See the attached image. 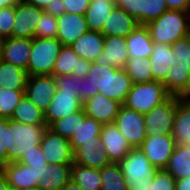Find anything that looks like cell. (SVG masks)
I'll return each instance as SVG.
<instances>
[{
	"mask_svg": "<svg viewBox=\"0 0 190 190\" xmlns=\"http://www.w3.org/2000/svg\"><path fill=\"white\" fill-rule=\"evenodd\" d=\"M55 80L57 91L44 112L47 127L83 108V101L79 98V84L83 77L64 75L55 77Z\"/></svg>",
	"mask_w": 190,
	"mask_h": 190,
	"instance_id": "6da1fadb",
	"label": "cell"
},
{
	"mask_svg": "<svg viewBox=\"0 0 190 190\" xmlns=\"http://www.w3.org/2000/svg\"><path fill=\"white\" fill-rule=\"evenodd\" d=\"M47 128L46 124H24L8 118V163L18 162L24 154L40 146Z\"/></svg>",
	"mask_w": 190,
	"mask_h": 190,
	"instance_id": "7a4b0ae2",
	"label": "cell"
},
{
	"mask_svg": "<svg viewBox=\"0 0 190 190\" xmlns=\"http://www.w3.org/2000/svg\"><path fill=\"white\" fill-rule=\"evenodd\" d=\"M146 26L153 43L171 45L190 34V12L168 9Z\"/></svg>",
	"mask_w": 190,
	"mask_h": 190,
	"instance_id": "3957f363",
	"label": "cell"
},
{
	"mask_svg": "<svg viewBox=\"0 0 190 190\" xmlns=\"http://www.w3.org/2000/svg\"><path fill=\"white\" fill-rule=\"evenodd\" d=\"M62 46L57 38L34 37L26 70L28 76L52 75L55 61Z\"/></svg>",
	"mask_w": 190,
	"mask_h": 190,
	"instance_id": "277c9868",
	"label": "cell"
},
{
	"mask_svg": "<svg viewBox=\"0 0 190 190\" xmlns=\"http://www.w3.org/2000/svg\"><path fill=\"white\" fill-rule=\"evenodd\" d=\"M170 96L162 82L153 80L143 84H133L123 105L146 114Z\"/></svg>",
	"mask_w": 190,
	"mask_h": 190,
	"instance_id": "5b68a950",
	"label": "cell"
},
{
	"mask_svg": "<svg viewBox=\"0 0 190 190\" xmlns=\"http://www.w3.org/2000/svg\"><path fill=\"white\" fill-rule=\"evenodd\" d=\"M176 112V96H170L163 103L144 114L146 136L171 134Z\"/></svg>",
	"mask_w": 190,
	"mask_h": 190,
	"instance_id": "8992f818",
	"label": "cell"
},
{
	"mask_svg": "<svg viewBox=\"0 0 190 190\" xmlns=\"http://www.w3.org/2000/svg\"><path fill=\"white\" fill-rule=\"evenodd\" d=\"M176 143L171 134L146 136L139 147L157 169H165L174 152Z\"/></svg>",
	"mask_w": 190,
	"mask_h": 190,
	"instance_id": "52a82bcc",
	"label": "cell"
},
{
	"mask_svg": "<svg viewBox=\"0 0 190 190\" xmlns=\"http://www.w3.org/2000/svg\"><path fill=\"white\" fill-rule=\"evenodd\" d=\"M132 148H139L146 138L144 114L122 105L114 122Z\"/></svg>",
	"mask_w": 190,
	"mask_h": 190,
	"instance_id": "ba28073f",
	"label": "cell"
},
{
	"mask_svg": "<svg viewBox=\"0 0 190 190\" xmlns=\"http://www.w3.org/2000/svg\"><path fill=\"white\" fill-rule=\"evenodd\" d=\"M48 167H30L18 162L6 163L0 167L9 186L18 190L36 188Z\"/></svg>",
	"mask_w": 190,
	"mask_h": 190,
	"instance_id": "9c48e42d",
	"label": "cell"
},
{
	"mask_svg": "<svg viewBox=\"0 0 190 190\" xmlns=\"http://www.w3.org/2000/svg\"><path fill=\"white\" fill-rule=\"evenodd\" d=\"M40 147L50 165H72L74 162V152L69 139L54 133L49 128L43 135Z\"/></svg>",
	"mask_w": 190,
	"mask_h": 190,
	"instance_id": "30bf717a",
	"label": "cell"
},
{
	"mask_svg": "<svg viewBox=\"0 0 190 190\" xmlns=\"http://www.w3.org/2000/svg\"><path fill=\"white\" fill-rule=\"evenodd\" d=\"M115 5L134 17L139 25H147L168 10L166 0H113Z\"/></svg>",
	"mask_w": 190,
	"mask_h": 190,
	"instance_id": "8fae6325",
	"label": "cell"
},
{
	"mask_svg": "<svg viewBox=\"0 0 190 190\" xmlns=\"http://www.w3.org/2000/svg\"><path fill=\"white\" fill-rule=\"evenodd\" d=\"M118 165L126 183L132 180H148L149 177H154L157 171V168L150 163L140 148H132L129 153L118 162Z\"/></svg>",
	"mask_w": 190,
	"mask_h": 190,
	"instance_id": "7c38bea8",
	"label": "cell"
},
{
	"mask_svg": "<svg viewBox=\"0 0 190 190\" xmlns=\"http://www.w3.org/2000/svg\"><path fill=\"white\" fill-rule=\"evenodd\" d=\"M43 9L22 0L15 6V21L12 29L13 38L33 39Z\"/></svg>",
	"mask_w": 190,
	"mask_h": 190,
	"instance_id": "4fadbf2b",
	"label": "cell"
},
{
	"mask_svg": "<svg viewBox=\"0 0 190 190\" xmlns=\"http://www.w3.org/2000/svg\"><path fill=\"white\" fill-rule=\"evenodd\" d=\"M56 91L57 84L53 75L28 76L27 78L25 95L43 112Z\"/></svg>",
	"mask_w": 190,
	"mask_h": 190,
	"instance_id": "5bb4252c",
	"label": "cell"
},
{
	"mask_svg": "<svg viewBox=\"0 0 190 190\" xmlns=\"http://www.w3.org/2000/svg\"><path fill=\"white\" fill-rule=\"evenodd\" d=\"M100 141L110 163L120 162L132 149L114 122L102 125Z\"/></svg>",
	"mask_w": 190,
	"mask_h": 190,
	"instance_id": "9a60e30c",
	"label": "cell"
},
{
	"mask_svg": "<svg viewBox=\"0 0 190 190\" xmlns=\"http://www.w3.org/2000/svg\"><path fill=\"white\" fill-rule=\"evenodd\" d=\"M92 62L80 58L70 46H62L53 67L54 77L73 75L86 77Z\"/></svg>",
	"mask_w": 190,
	"mask_h": 190,
	"instance_id": "2e32d148",
	"label": "cell"
},
{
	"mask_svg": "<svg viewBox=\"0 0 190 190\" xmlns=\"http://www.w3.org/2000/svg\"><path fill=\"white\" fill-rule=\"evenodd\" d=\"M123 104L97 93L83 102V109L87 117L103 124L115 122L116 116Z\"/></svg>",
	"mask_w": 190,
	"mask_h": 190,
	"instance_id": "e0dca14e",
	"label": "cell"
},
{
	"mask_svg": "<svg viewBox=\"0 0 190 190\" xmlns=\"http://www.w3.org/2000/svg\"><path fill=\"white\" fill-rule=\"evenodd\" d=\"M128 59L126 37L107 36L104 39L103 52L100 53L95 62L103 66L125 69Z\"/></svg>",
	"mask_w": 190,
	"mask_h": 190,
	"instance_id": "ac0fdd59",
	"label": "cell"
},
{
	"mask_svg": "<svg viewBox=\"0 0 190 190\" xmlns=\"http://www.w3.org/2000/svg\"><path fill=\"white\" fill-rule=\"evenodd\" d=\"M57 40L63 46H71L84 33L88 32L85 15L64 13L57 17Z\"/></svg>",
	"mask_w": 190,
	"mask_h": 190,
	"instance_id": "d6986e66",
	"label": "cell"
},
{
	"mask_svg": "<svg viewBox=\"0 0 190 190\" xmlns=\"http://www.w3.org/2000/svg\"><path fill=\"white\" fill-rule=\"evenodd\" d=\"M32 48V39L5 38L3 40L0 60L19 66L25 71L28 69Z\"/></svg>",
	"mask_w": 190,
	"mask_h": 190,
	"instance_id": "ffe728a7",
	"label": "cell"
},
{
	"mask_svg": "<svg viewBox=\"0 0 190 190\" xmlns=\"http://www.w3.org/2000/svg\"><path fill=\"white\" fill-rule=\"evenodd\" d=\"M133 83L124 69H106L105 96L122 104L125 103Z\"/></svg>",
	"mask_w": 190,
	"mask_h": 190,
	"instance_id": "44dd1931",
	"label": "cell"
},
{
	"mask_svg": "<svg viewBox=\"0 0 190 190\" xmlns=\"http://www.w3.org/2000/svg\"><path fill=\"white\" fill-rule=\"evenodd\" d=\"M138 26L139 23L134 17L128 14L124 9L116 6L110 13L100 33L104 37H127Z\"/></svg>",
	"mask_w": 190,
	"mask_h": 190,
	"instance_id": "7402d4cb",
	"label": "cell"
},
{
	"mask_svg": "<svg viewBox=\"0 0 190 190\" xmlns=\"http://www.w3.org/2000/svg\"><path fill=\"white\" fill-rule=\"evenodd\" d=\"M171 135L177 145H190V99L176 96V112Z\"/></svg>",
	"mask_w": 190,
	"mask_h": 190,
	"instance_id": "603a6c76",
	"label": "cell"
},
{
	"mask_svg": "<svg viewBox=\"0 0 190 190\" xmlns=\"http://www.w3.org/2000/svg\"><path fill=\"white\" fill-rule=\"evenodd\" d=\"M176 54L172 51L171 45L154 43L153 52L150 55L153 80L163 82L168 75L171 66H175Z\"/></svg>",
	"mask_w": 190,
	"mask_h": 190,
	"instance_id": "cb8c5ba5",
	"label": "cell"
},
{
	"mask_svg": "<svg viewBox=\"0 0 190 190\" xmlns=\"http://www.w3.org/2000/svg\"><path fill=\"white\" fill-rule=\"evenodd\" d=\"M162 83L171 96L188 97L190 95V65L177 63L175 66H171Z\"/></svg>",
	"mask_w": 190,
	"mask_h": 190,
	"instance_id": "d4e9b609",
	"label": "cell"
},
{
	"mask_svg": "<svg viewBox=\"0 0 190 190\" xmlns=\"http://www.w3.org/2000/svg\"><path fill=\"white\" fill-rule=\"evenodd\" d=\"M129 58H150L154 43L146 25H139L126 37Z\"/></svg>",
	"mask_w": 190,
	"mask_h": 190,
	"instance_id": "484cf974",
	"label": "cell"
},
{
	"mask_svg": "<svg viewBox=\"0 0 190 190\" xmlns=\"http://www.w3.org/2000/svg\"><path fill=\"white\" fill-rule=\"evenodd\" d=\"M105 37L98 31H88L78 38L70 47L85 60L95 62L103 52Z\"/></svg>",
	"mask_w": 190,
	"mask_h": 190,
	"instance_id": "4316f807",
	"label": "cell"
},
{
	"mask_svg": "<svg viewBox=\"0 0 190 190\" xmlns=\"http://www.w3.org/2000/svg\"><path fill=\"white\" fill-rule=\"evenodd\" d=\"M74 163L90 168L101 169L110 164V161L101 143H96L81 145V147L74 152Z\"/></svg>",
	"mask_w": 190,
	"mask_h": 190,
	"instance_id": "83f0119b",
	"label": "cell"
},
{
	"mask_svg": "<svg viewBox=\"0 0 190 190\" xmlns=\"http://www.w3.org/2000/svg\"><path fill=\"white\" fill-rule=\"evenodd\" d=\"M116 7L113 0H91L85 19L89 31L101 32L110 13Z\"/></svg>",
	"mask_w": 190,
	"mask_h": 190,
	"instance_id": "f1b7e54d",
	"label": "cell"
},
{
	"mask_svg": "<svg viewBox=\"0 0 190 190\" xmlns=\"http://www.w3.org/2000/svg\"><path fill=\"white\" fill-rule=\"evenodd\" d=\"M44 171L42 180L36 186L38 190H60L71 181L72 165L51 164Z\"/></svg>",
	"mask_w": 190,
	"mask_h": 190,
	"instance_id": "f546056e",
	"label": "cell"
},
{
	"mask_svg": "<svg viewBox=\"0 0 190 190\" xmlns=\"http://www.w3.org/2000/svg\"><path fill=\"white\" fill-rule=\"evenodd\" d=\"M101 128L102 124L100 122L93 118L86 117L82 125H80L75 134L69 139L73 152L83 144L101 143Z\"/></svg>",
	"mask_w": 190,
	"mask_h": 190,
	"instance_id": "4dcf8cb0",
	"label": "cell"
},
{
	"mask_svg": "<svg viewBox=\"0 0 190 190\" xmlns=\"http://www.w3.org/2000/svg\"><path fill=\"white\" fill-rule=\"evenodd\" d=\"M28 74L19 66L0 60V87L25 90Z\"/></svg>",
	"mask_w": 190,
	"mask_h": 190,
	"instance_id": "1f68e13d",
	"label": "cell"
},
{
	"mask_svg": "<svg viewBox=\"0 0 190 190\" xmlns=\"http://www.w3.org/2000/svg\"><path fill=\"white\" fill-rule=\"evenodd\" d=\"M175 180L190 176V145H177L165 168Z\"/></svg>",
	"mask_w": 190,
	"mask_h": 190,
	"instance_id": "d6a6232c",
	"label": "cell"
},
{
	"mask_svg": "<svg viewBox=\"0 0 190 190\" xmlns=\"http://www.w3.org/2000/svg\"><path fill=\"white\" fill-rule=\"evenodd\" d=\"M11 119L24 124H46L44 112L30 101L26 95L16 106Z\"/></svg>",
	"mask_w": 190,
	"mask_h": 190,
	"instance_id": "836d02e7",
	"label": "cell"
},
{
	"mask_svg": "<svg viewBox=\"0 0 190 190\" xmlns=\"http://www.w3.org/2000/svg\"><path fill=\"white\" fill-rule=\"evenodd\" d=\"M71 180L84 190H101L100 169L72 164Z\"/></svg>",
	"mask_w": 190,
	"mask_h": 190,
	"instance_id": "e575fe53",
	"label": "cell"
},
{
	"mask_svg": "<svg viewBox=\"0 0 190 190\" xmlns=\"http://www.w3.org/2000/svg\"><path fill=\"white\" fill-rule=\"evenodd\" d=\"M150 58H129L125 71L133 84H143L153 81Z\"/></svg>",
	"mask_w": 190,
	"mask_h": 190,
	"instance_id": "d590c367",
	"label": "cell"
},
{
	"mask_svg": "<svg viewBox=\"0 0 190 190\" xmlns=\"http://www.w3.org/2000/svg\"><path fill=\"white\" fill-rule=\"evenodd\" d=\"M87 117L84 109H80L78 112L65 116L55 122H53L48 128L54 133L70 139L72 135L78 130L80 125L84 122Z\"/></svg>",
	"mask_w": 190,
	"mask_h": 190,
	"instance_id": "8d00e7d4",
	"label": "cell"
},
{
	"mask_svg": "<svg viewBox=\"0 0 190 190\" xmlns=\"http://www.w3.org/2000/svg\"><path fill=\"white\" fill-rule=\"evenodd\" d=\"M101 190H127L118 163H110L100 169Z\"/></svg>",
	"mask_w": 190,
	"mask_h": 190,
	"instance_id": "74e56055",
	"label": "cell"
},
{
	"mask_svg": "<svg viewBox=\"0 0 190 190\" xmlns=\"http://www.w3.org/2000/svg\"><path fill=\"white\" fill-rule=\"evenodd\" d=\"M24 95L25 90H8L0 87V117L11 118Z\"/></svg>",
	"mask_w": 190,
	"mask_h": 190,
	"instance_id": "f35d334b",
	"label": "cell"
},
{
	"mask_svg": "<svg viewBox=\"0 0 190 190\" xmlns=\"http://www.w3.org/2000/svg\"><path fill=\"white\" fill-rule=\"evenodd\" d=\"M106 69H108V66L92 62L86 75L91 86L90 98L97 93L105 96Z\"/></svg>",
	"mask_w": 190,
	"mask_h": 190,
	"instance_id": "ab89813d",
	"label": "cell"
},
{
	"mask_svg": "<svg viewBox=\"0 0 190 190\" xmlns=\"http://www.w3.org/2000/svg\"><path fill=\"white\" fill-rule=\"evenodd\" d=\"M58 32L57 17L42 13L40 21L35 30V37L38 38H56Z\"/></svg>",
	"mask_w": 190,
	"mask_h": 190,
	"instance_id": "60d3db41",
	"label": "cell"
},
{
	"mask_svg": "<svg viewBox=\"0 0 190 190\" xmlns=\"http://www.w3.org/2000/svg\"><path fill=\"white\" fill-rule=\"evenodd\" d=\"M148 182V190H175V179L166 169H157Z\"/></svg>",
	"mask_w": 190,
	"mask_h": 190,
	"instance_id": "b9f144b4",
	"label": "cell"
},
{
	"mask_svg": "<svg viewBox=\"0 0 190 190\" xmlns=\"http://www.w3.org/2000/svg\"><path fill=\"white\" fill-rule=\"evenodd\" d=\"M14 21L15 6L0 9V37L3 39L12 37Z\"/></svg>",
	"mask_w": 190,
	"mask_h": 190,
	"instance_id": "7bdbcfd3",
	"label": "cell"
},
{
	"mask_svg": "<svg viewBox=\"0 0 190 190\" xmlns=\"http://www.w3.org/2000/svg\"><path fill=\"white\" fill-rule=\"evenodd\" d=\"M171 48L176 54V63L190 65V34L171 44Z\"/></svg>",
	"mask_w": 190,
	"mask_h": 190,
	"instance_id": "ee69618b",
	"label": "cell"
},
{
	"mask_svg": "<svg viewBox=\"0 0 190 190\" xmlns=\"http://www.w3.org/2000/svg\"><path fill=\"white\" fill-rule=\"evenodd\" d=\"M44 12L59 17L65 13V7L62 0H24Z\"/></svg>",
	"mask_w": 190,
	"mask_h": 190,
	"instance_id": "f6af8a7d",
	"label": "cell"
},
{
	"mask_svg": "<svg viewBox=\"0 0 190 190\" xmlns=\"http://www.w3.org/2000/svg\"><path fill=\"white\" fill-rule=\"evenodd\" d=\"M18 163L28 165L30 167H49L50 164L45 159L40 146H35V150L24 154Z\"/></svg>",
	"mask_w": 190,
	"mask_h": 190,
	"instance_id": "bcb514c9",
	"label": "cell"
},
{
	"mask_svg": "<svg viewBox=\"0 0 190 190\" xmlns=\"http://www.w3.org/2000/svg\"><path fill=\"white\" fill-rule=\"evenodd\" d=\"M8 118L0 117V167L8 163Z\"/></svg>",
	"mask_w": 190,
	"mask_h": 190,
	"instance_id": "7dc6e473",
	"label": "cell"
},
{
	"mask_svg": "<svg viewBox=\"0 0 190 190\" xmlns=\"http://www.w3.org/2000/svg\"><path fill=\"white\" fill-rule=\"evenodd\" d=\"M65 13L85 15L91 0H62Z\"/></svg>",
	"mask_w": 190,
	"mask_h": 190,
	"instance_id": "c3c4849f",
	"label": "cell"
},
{
	"mask_svg": "<svg viewBox=\"0 0 190 190\" xmlns=\"http://www.w3.org/2000/svg\"><path fill=\"white\" fill-rule=\"evenodd\" d=\"M169 10H180L190 12V0H166Z\"/></svg>",
	"mask_w": 190,
	"mask_h": 190,
	"instance_id": "681fc988",
	"label": "cell"
},
{
	"mask_svg": "<svg viewBox=\"0 0 190 190\" xmlns=\"http://www.w3.org/2000/svg\"><path fill=\"white\" fill-rule=\"evenodd\" d=\"M91 86L87 77L79 84V98L84 102L90 98Z\"/></svg>",
	"mask_w": 190,
	"mask_h": 190,
	"instance_id": "f907efd6",
	"label": "cell"
},
{
	"mask_svg": "<svg viewBox=\"0 0 190 190\" xmlns=\"http://www.w3.org/2000/svg\"><path fill=\"white\" fill-rule=\"evenodd\" d=\"M127 190H148L149 182L148 180H132L129 183H126Z\"/></svg>",
	"mask_w": 190,
	"mask_h": 190,
	"instance_id": "816d5d0a",
	"label": "cell"
},
{
	"mask_svg": "<svg viewBox=\"0 0 190 190\" xmlns=\"http://www.w3.org/2000/svg\"><path fill=\"white\" fill-rule=\"evenodd\" d=\"M175 190H190V176L175 180Z\"/></svg>",
	"mask_w": 190,
	"mask_h": 190,
	"instance_id": "f5cc1de1",
	"label": "cell"
},
{
	"mask_svg": "<svg viewBox=\"0 0 190 190\" xmlns=\"http://www.w3.org/2000/svg\"><path fill=\"white\" fill-rule=\"evenodd\" d=\"M0 190H18L8 185L7 179L4 173L1 171V169H0Z\"/></svg>",
	"mask_w": 190,
	"mask_h": 190,
	"instance_id": "db71d44e",
	"label": "cell"
},
{
	"mask_svg": "<svg viewBox=\"0 0 190 190\" xmlns=\"http://www.w3.org/2000/svg\"><path fill=\"white\" fill-rule=\"evenodd\" d=\"M20 1L22 0H0V9L10 6H16Z\"/></svg>",
	"mask_w": 190,
	"mask_h": 190,
	"instance_id": "11a10c76",
	"label": "cell"
},
{
	"mask_svg": "<svg viewBox=\"0 0 190 190\" xmlns=\"http://www.w3.org/2000/svg\"><path fill=\"white\" fill-rule=\"evenodd\" d=\"M60 190H84L72 180L66 183Z\"/></svg>",
	"mask_w": 190,
	"mask_h": 190,
	"instance_id": "9f6ffc18",
	"label": "cell"
},
{
	"mask_svg": "<svg viewBox=\"0 0 190 190\" xmlns=\"http://www.w3.org/2000/svg\"><path fill=\"white\" fill-rule=\"evenodd\" d=\"M3 38L2 37H0V54H1V49H2V44H3Z\"/></svg>",
	"mask_w": 190,
	"mask_h": 190,
	"instance_id": "6f0895ef",
	"label": "cell"
},
{
	"mask_svg": "<svg viewBox=\"0 0 190 190\" xmlns=\"http://www.w3.org/2000/svg\"><path fill=\"white\" fill-rule=\"evenodd\" d=\"M26 190H38L37 188H33V189H26Z\"/></svg>",
	"mask_w": 190,
	"mask_h": 190,
	"instance_id": "680465c9",
	"label": "cell"
}]
</instances>
